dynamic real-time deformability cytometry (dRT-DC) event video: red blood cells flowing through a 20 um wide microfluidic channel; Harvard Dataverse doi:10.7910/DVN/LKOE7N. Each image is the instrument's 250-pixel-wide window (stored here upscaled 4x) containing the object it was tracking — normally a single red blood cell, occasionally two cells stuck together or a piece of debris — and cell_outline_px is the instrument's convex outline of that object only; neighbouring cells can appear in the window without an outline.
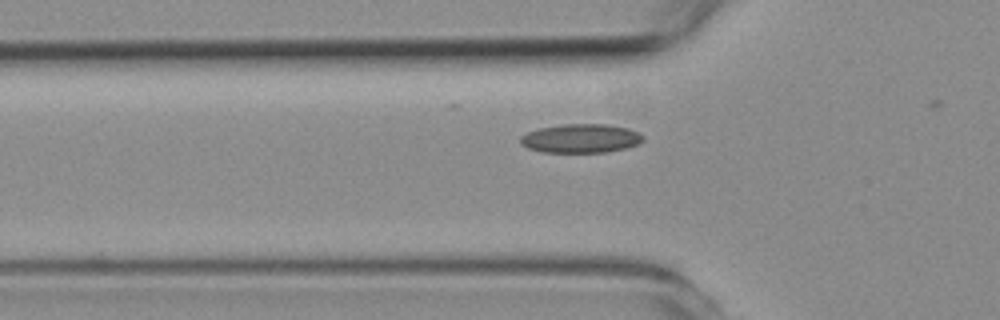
{"species": "common noctule bat (a hibernating species)", "species_latin": "Nyctalus noctula", "temperature_condition": "room temperature", "stored_images_in_passage": 11, "camera_frame_rate_fps": 3000, "um_per_image_px": 0.085, "animal": {"sex": "female", "body_mass_g": 19.3, "forearm_length_mm": 54.1}, "frame": {"image": 1, "passage_image": 3, "time_ms": 0.667, "image_size_px": [1000, 320], "cell_outline_px": [[644, 140], [640, 144], [628, 148], [608, 152], [540, 152], [528, 148], [520, 144], [520, 136], [536, 128], [564, 124], [608, 124], [628, 128], [644, 136]], "centroid_in_image_um": [49.37, 11.77], "position_along_channel_um": 76.4, "area_um2": 20.92}}
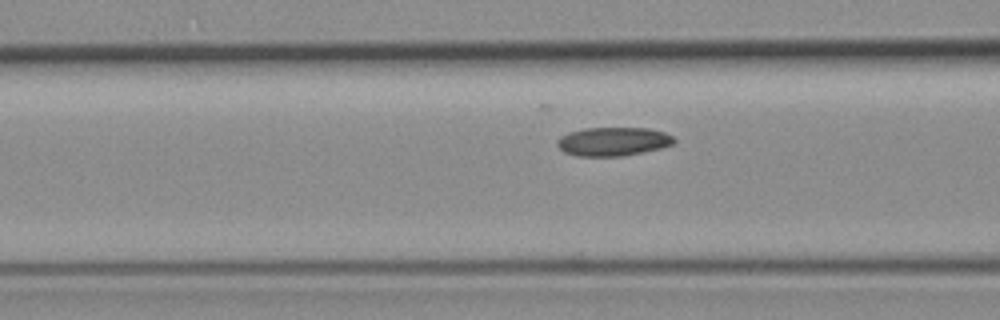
{"frame": {"image": 2, "passage_image": 6, "time_ms": 1.667, "image_size_px": [1000, 320], "cell_outline_px": [[676, 140], [672, 144], [660, 148], [624, 156], [576, 156], [564, 152], [556, 144], [556, 140], [560, 136], [568, 132], [584, 128], [648, 128], [664, 132], [672, 136]], "centroid_in_image_um": [52.07, 12.02], "position_along_channel_um": 114.5, "area_um2": 19.59}}
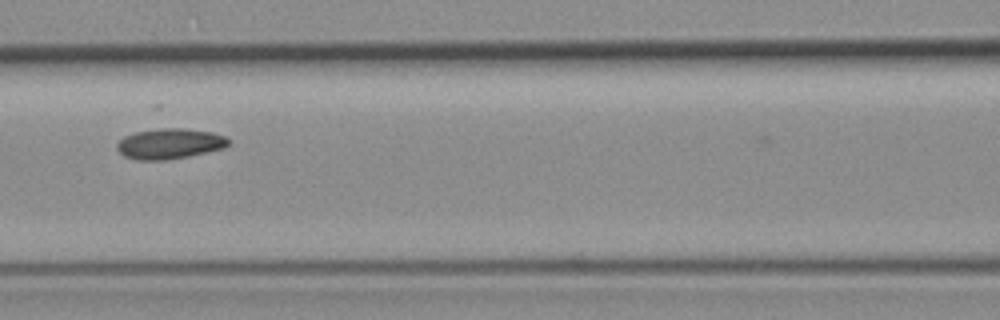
{"frame": {"image": 3, "passage_image": 9, "time_ms": 2.667, "image_size_px": [1000, 320], "cell_outline_px": [[228, 144], [224, 148], [188, 156], [164, 160], [136, 160], [124, 156], [116, 148], [116, 144], [124, 136], [136, 132], [160, 128], [180, 128], [212, 132], [224, 136], [228, 140]], "centroid_in_image_um": [14.38, 12.22], "position_along_channel_um": 152.2, "area_um2": 19.59}}